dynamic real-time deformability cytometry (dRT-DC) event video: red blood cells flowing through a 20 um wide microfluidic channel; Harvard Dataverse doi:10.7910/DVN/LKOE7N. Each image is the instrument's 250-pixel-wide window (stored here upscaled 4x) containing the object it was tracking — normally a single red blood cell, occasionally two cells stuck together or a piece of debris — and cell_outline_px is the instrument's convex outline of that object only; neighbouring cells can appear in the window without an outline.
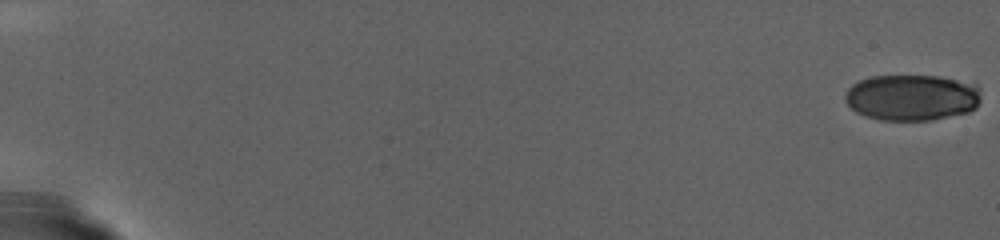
{"species": "human", "species_latin": "Homo sapiens", "temperature_condition": "warm", "stored_images_in_passage": 38, "camera_frame_rate_fps": 3000, "um_per_image_px": 0.085, "donor": {"sex": "female"}, "frame": {"image": 1, "passage_image": 1, "time_ms": 0.0, "image_size_px": [1000, 240], "cell_outline_px": [[980, 100], [976, 108], [968, 112], [928, 120], [880, 120], [856, 112], [848, 104], [844, 96], [848, 88], [852, 84], [860, 80], [872, 76], [940, 76], [976, 84], [980, 88]], "centroid_in_image_um": [77.52, 8.28], "position_along_channel_um": 7.5, "area_um2": 36.47}}
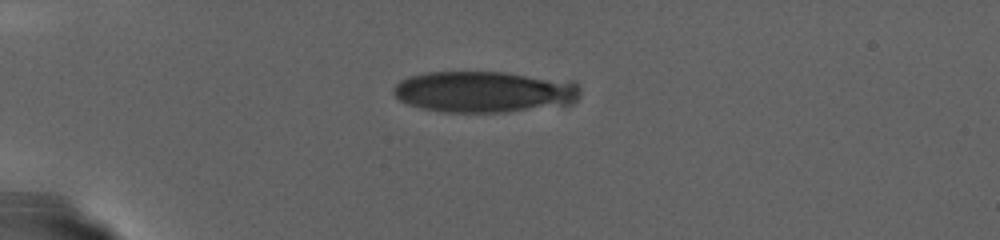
{"frame": {"image": 2, "passage_image": 30, "time_ms": 9.667, "image_size_px": [1000, 240], "cell_outline_px": [[580, 96], [572, 104], [504, 112], [444, 112], [424, 108], [408, 104], [400, 100], [392, 92], [392, 88], [400, 80], [408, 76], [428, 72], [504, 72], [576, 80], [580, 88]], "centroid_in_image_um": [41.22, 7.79], "position_along_channel_um": 43.8, "area_um2": 45.43}}